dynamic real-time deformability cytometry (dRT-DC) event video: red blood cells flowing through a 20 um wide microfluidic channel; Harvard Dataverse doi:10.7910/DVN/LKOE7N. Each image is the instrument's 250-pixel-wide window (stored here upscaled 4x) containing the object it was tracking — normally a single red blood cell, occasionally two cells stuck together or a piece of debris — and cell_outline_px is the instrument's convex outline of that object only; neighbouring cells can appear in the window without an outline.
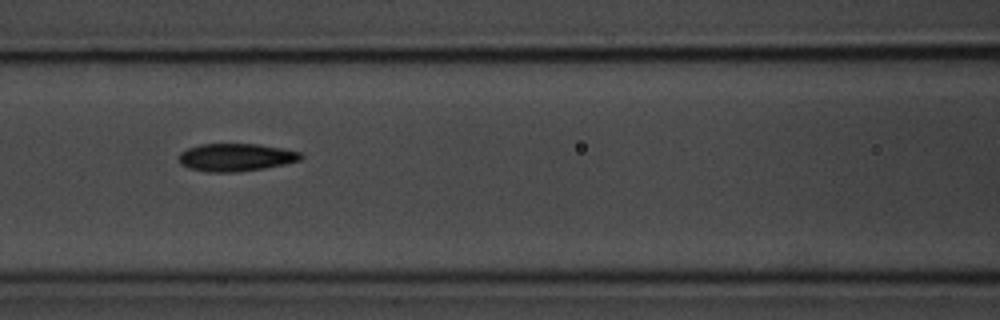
{"species": "common noctule bat (a hibernating species)", "species_latin": "Nyctalus noctula", "temperature_condition": "room temperature", "stored_images_in_passage": 8, "camera_frame_rate_fps": 3000, "um_per_image_px": 0.085, "animal": {"sex": "male", "body_mass_g": 20.1, "forearm_length_mm": 53.5}, "frame": {"image": 1, "passage_image": 7, "time_ms": 8.0, "image_size_px": [1000, 320], "cell_outline_px": [[304, 156], [300, 160], [284, 164], [264, 168], [236, 172], [208, 172], [188, 168], [180, 164], [180, 152], [188, 148], [200, 144], [256, 144], [280, 148], [300, 152]], "centroid_in_image_um": [20.03, 13.37], "position_along_channel_um": 146.6, "area_um2": 19.59}}
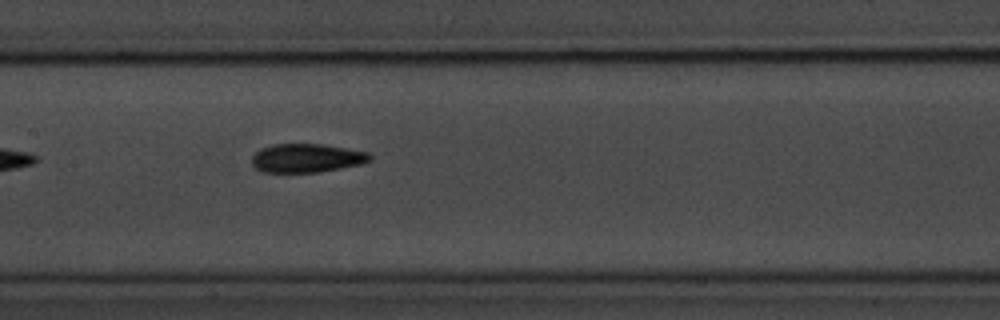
{"frame": {"image": 2, "passage_image": 8, "time_ms": 9.0, "image_size_px": [1000, 320], "cell_outline_px": [[372, 160], [360, 164], [340, 168], [316, 172], [264, 172], [256, 168], [252, 164], [252, 156], [260, 148], [272, 144], [324, 144], [368, 152], [372, 156]], "centroid_in_image_um": [26.06, 13.42], "position_along_channel_um": 181.3, "area_um2": 19.71}}